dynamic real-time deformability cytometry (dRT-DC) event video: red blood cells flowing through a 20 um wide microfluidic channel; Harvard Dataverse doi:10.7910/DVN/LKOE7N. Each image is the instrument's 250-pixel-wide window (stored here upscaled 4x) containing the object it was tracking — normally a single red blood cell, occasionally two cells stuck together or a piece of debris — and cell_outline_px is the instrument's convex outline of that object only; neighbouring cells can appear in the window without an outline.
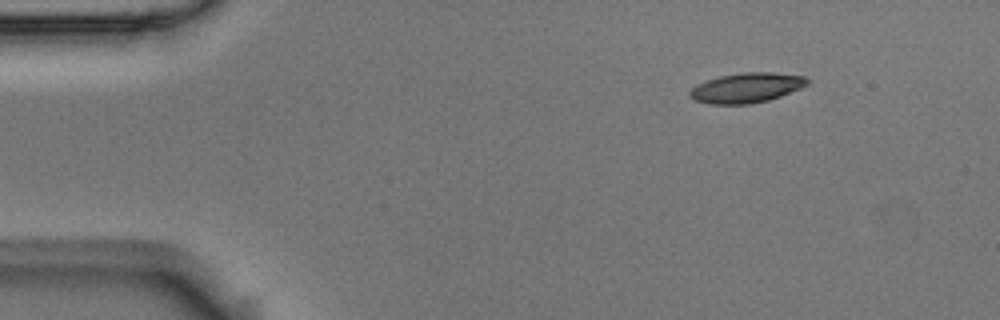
{"species": "Egyptian fruit bat (a non-hibernating species)", "species_latin": "Rousettus aegyptiacus", "temperature_condition": "room temperature", "stored_images_in_passage": 3, "camera_frame_rate_fps": 3000, "um_per_image_px": 0.085, "animal": {"sex": "male"}, "frame": {"image": 1, "passage_image": 1, "time_ms": 0.0, "image_size_px": [1000, 320], "cell_outline_px": [[812, 80], [808, 84], [800, 88], [780, 96], [768, 100], [748, 104], [708, 104], [696, 100], [688, 96], [688, 92], [696, 84], [720, 76], [740, 72], [772, 72], [804, 76]], "centroid_in_image_um": [63.45, 7.45], "position_along_channel_um": 21.5, "area_um2": 20.52}}